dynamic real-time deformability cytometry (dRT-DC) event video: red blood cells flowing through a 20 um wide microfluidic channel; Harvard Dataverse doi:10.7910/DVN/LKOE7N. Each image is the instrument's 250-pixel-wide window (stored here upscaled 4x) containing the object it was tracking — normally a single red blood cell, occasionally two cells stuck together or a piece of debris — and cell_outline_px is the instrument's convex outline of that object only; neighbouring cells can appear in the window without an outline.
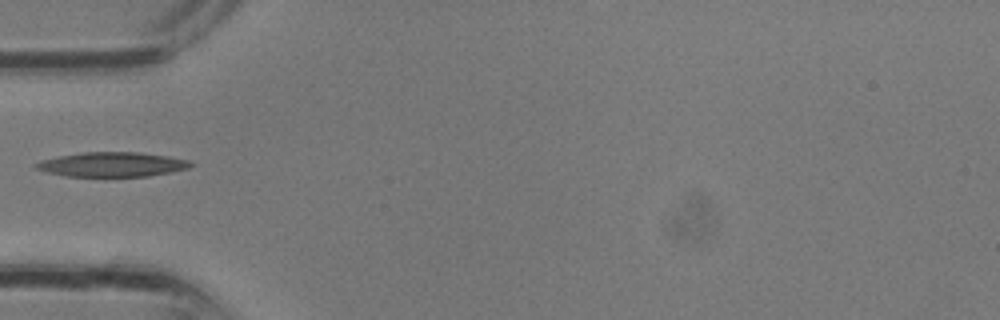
{"species": "common noctule bat (a hibernating species)", "species_latin": "Nyctalus noctula", "temperature_condition": "room temperature", "stored_images_in_passage": 3, "camera_frame_rate_fps": 3000, "um_per_image_px": 0.085, "animal": {"sex": "male", "body_mass_g": 13.3}, "frame": {"image": 1, "passage_image": 3, "time_ms": 0.667, "image_size_px": [1000, 320], "cell_outline_px": [[196, 164], [188, 168], [148, 176], [68, 176], [48, 172], [36, 168], [32, 164], [40, 160], [56, 156], [84, 152], [140, 152], [168, 156], [188, 160]], "centroid_in_image_um": [9.51, 13.96], "position_along_channel_um": 75.5, "area_um2": 22.08}}